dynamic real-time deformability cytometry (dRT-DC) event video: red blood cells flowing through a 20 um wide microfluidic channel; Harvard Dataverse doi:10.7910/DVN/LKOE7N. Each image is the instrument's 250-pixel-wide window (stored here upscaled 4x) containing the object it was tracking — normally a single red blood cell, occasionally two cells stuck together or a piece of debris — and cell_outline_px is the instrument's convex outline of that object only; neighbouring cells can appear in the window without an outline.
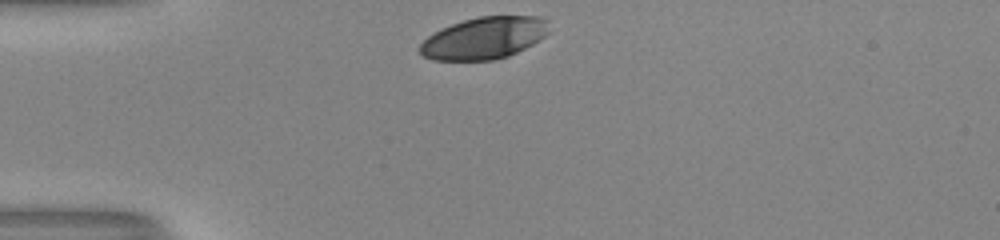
{"species": "human", "species_latin": "Homo sapiens", "temperature_condition": "room temperature", "stored_images_in_passage": 29, "camera_frame_rate_fps": 3000, "um_per_image_px": 0.085, "donor": {"sex": "male"}, "frame": {"image": 1, "passage_image": 1, "time_ms": 0.0, "image_size_px": [1000, 240], "cell_outline_px": [[548, 32], [544, 36], [532, 44], [508, 56], [492, 60], [432, 60], [424, 56], [420, 52], [420, 44], [428, 36], [452, 24], [464, 20], [480, 16], [540, 16], [548, 20]], "centroid_in_image_um": [41.17, 3.23], "position_along_channel_um": 43.8, "area_um2": 31.27}}
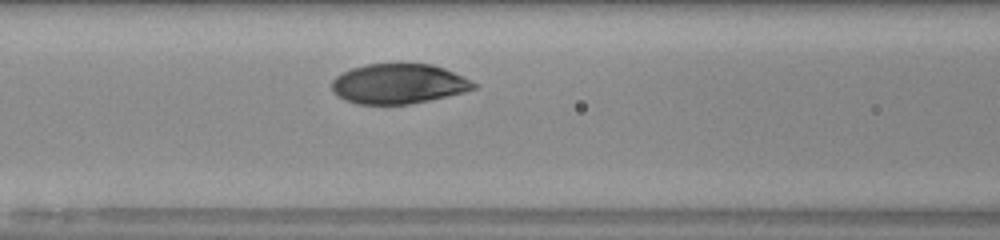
{"frame": {"image": 2, "passage_image": 10, "time_ms": 3.0, "image_size_px": [1000, 240], "cell_outline_px": [[476, 88], [464, 92], [428, 100], [408, 104], [356, 104], [344, 100], [336, 96], [332, 92], [332, 80], [336, 76], [352, 68], [368, 64], [432, 64], [444, 68], [476, 84]], "centroid_in_image_um": [33.81, 7.13], "position_along_channel_um": 132.8, "area_um2": 32.71}}
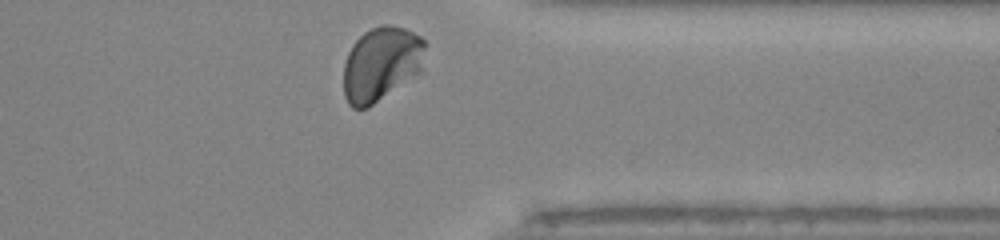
{"frame": {"image": 3, "passage_image": 29, "time_ms": 9.333, "image_size_px": [1000, 240], "cell_outline_px": [[428, 44], [424, 72], [368, 108], [352, 108], [348, 104], [344, 96], [344, 64], [348, 52], [352, 44], [364, 32], [380, 24], [388, 24], [404, 28], [420, 36]], "centroid_in_image_um": [32.48, 5.44], "position_along_channel_um": 378.9, "area_um2": 36.53}, "authors_computed_cell_mechanics": {"area_um2": 34.6222, "velocity_mm_per_s": 3.9651, "shape_relaxation_time_tau1_ms": 2.3706, "shape_relaxation_time_tau2_ms": null, "deformation_change_tau1": 0.1165, "deformation_change_tau2": null}}